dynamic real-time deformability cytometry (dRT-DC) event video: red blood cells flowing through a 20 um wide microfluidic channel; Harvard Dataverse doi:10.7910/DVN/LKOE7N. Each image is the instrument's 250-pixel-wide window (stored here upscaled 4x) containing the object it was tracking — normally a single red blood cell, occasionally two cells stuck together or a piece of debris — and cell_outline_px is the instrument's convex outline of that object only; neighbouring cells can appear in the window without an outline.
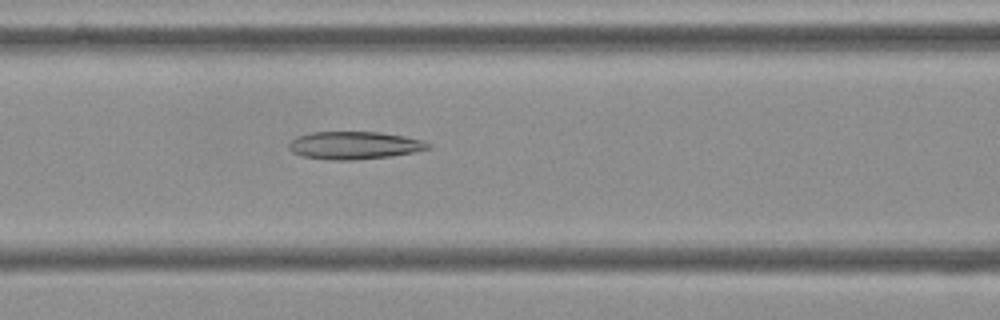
{"species": "Egyptian fruit bat (a non-hibernating species)", "species_latin": "Rousettus aegyptiacus", "temperature_condition": "cold", "stored_images_in_passage": 54, "camera_frame_rate_fps": 3000, "um_per_image_px": 0.085, "frame": {"image": 1, "passage_image": 22, "time_ms": 7.0, "image_size_px": [1000, 320], "cell_outline_px": [[432, 148], [412, 152], [388, 156], [356, 160], [332, 160], [300, 156], [292, 152], [288, 148], [288, 144], [296, 136], [312, 132], [380, 132], [404, 136], [424, 140], [432, 144]], "centroid_in_image_um": [30.11, 12.35], "position_along_channel_um": 136.5, "area_um2": 22.6}}
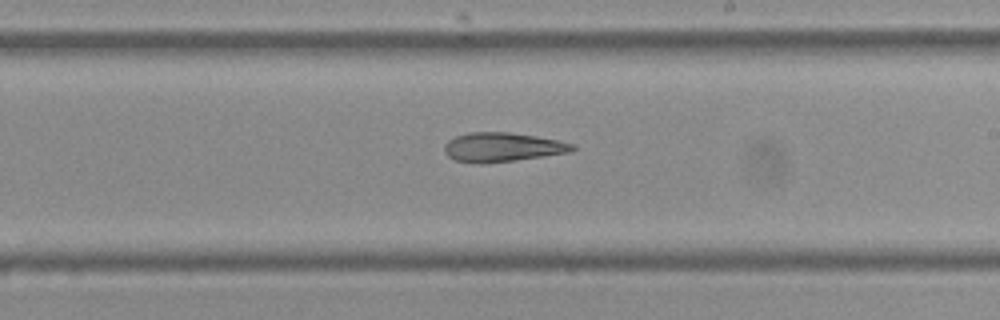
{"frame": {"image": 2, "passage_image": 31, "time_ms": 10.0, "image_size_px": [1000, 320], "cell_outline_px": [[576, 148], [572, 152], [512, 160], [456, 160], [448, 156], [444, 152], [444, 144], [448, 140], [456, 136], [468, 132], [508, 132], [536, 136], [576, 144]], "centroid_in_image_um": [42.75, 12.45], "position_along_channel_um": 246.2, "area_um2": 20.87}}
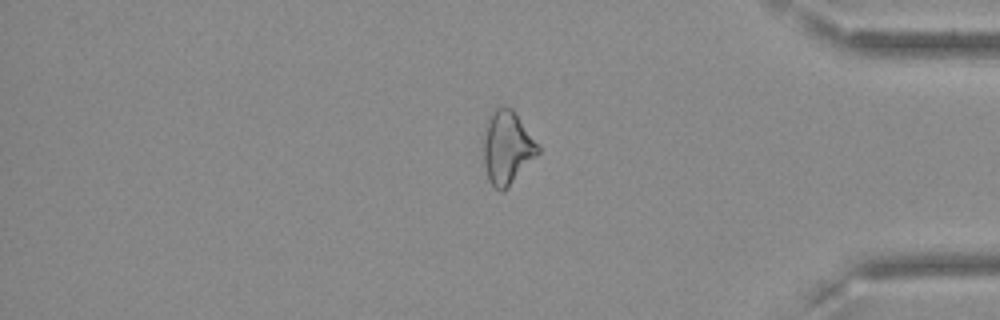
{"frame": {"image": 3, "passage_image": 45, "time_ms": 14.667, "image_size_px": [1000, 320], "cell_outline_px": [[540, 152], [508, 188], [500, 192], [488, 180], [484, 168], [484, 140], [488, 116], [496, 108], [512, 108], [540, 148]], "centroid_in_image_um": [43.1, 12.59], "position_along_channel_um": 392.1, "area_um2": 22.89}}